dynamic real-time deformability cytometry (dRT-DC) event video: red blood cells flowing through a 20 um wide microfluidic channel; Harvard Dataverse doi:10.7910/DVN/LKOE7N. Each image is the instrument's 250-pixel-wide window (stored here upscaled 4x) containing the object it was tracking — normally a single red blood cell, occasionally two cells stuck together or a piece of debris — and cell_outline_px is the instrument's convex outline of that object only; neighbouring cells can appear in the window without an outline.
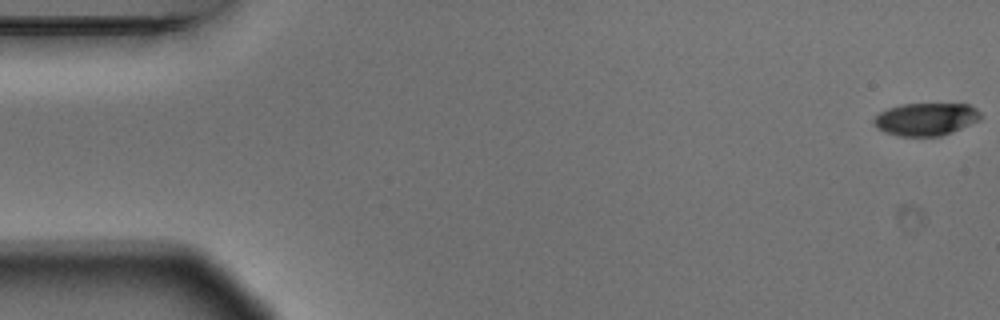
{"species": "Egyptian fruit bat (a non-hibernating species)", "species_latin": "Rousettus aegyptiacus", "temperature_condition": "warm", "stored_images_in_passage": 6, "segment_of_instrument_passage": [1, 2], "camera_frame_rate_fps": 3000, "um_per_image_px": 0.085, "animal": {"sex": "male"}, "frame": {"image": 1, "passage_image": 1, "time_ms": 0.0, "image_size_px": [1000, 320], "cell_outline_px": [[980, 120], [952, 132], [940, 136], [900, 136], [884, 132], [876, 128], [872, 120], [880, 112], [888, 108], [900, 104], [968, 104], [976, 108], [980, 112]], "centroid_in_image_um": [78.68, 10.13], "position_along_channel_um": 6.3, "area_um2": 20.35}}
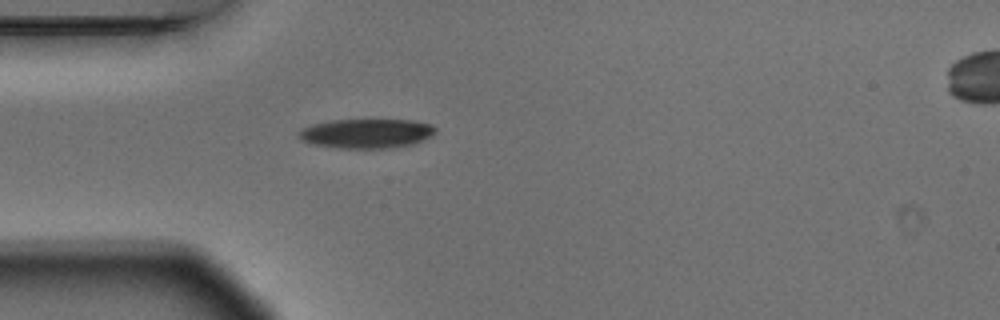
{"frame": {"image": 2, "passage_image": 5, "time_ms": 1.333, "image_size_px": [1000, 320], "cell_outline_px": [[436, 132], [412, 144], [392, 148], [340, 148], [316, 144], [300, 140], [296, 132], [300, 128], [312, 124], [332, 120], [412, 120], [432, 124], [436, 128]], "centroid_in_image_um": [31.11, 11.33], "position_along_channel_um": 53.9, "area_um2": 23.35}}